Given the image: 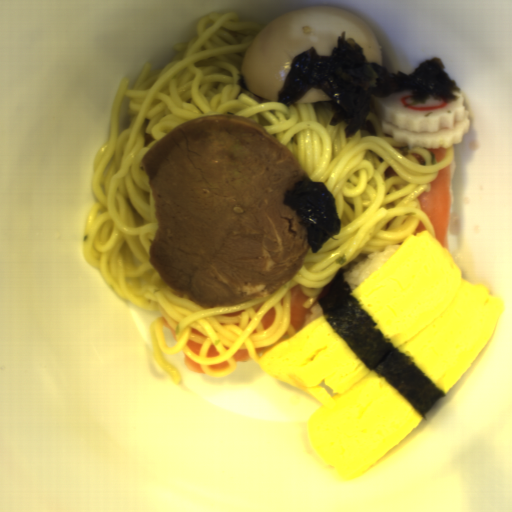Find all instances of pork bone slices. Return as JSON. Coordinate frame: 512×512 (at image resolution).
Here are the masks:
<instances>
[{"label": "pork bone slices", "instance_id": "obj_1", "mask_svg": "<svg viewBox=\"0 0 512 512\" xmlns=\"http://www.w3.org/2000/svg\"><path fill=\"white\" fill-rule=\"evenodd\" d=\"M141 165L157 222L149 260L179 296L204 309L242 304L302 268L309 241L283 196L305 174L258 123L233 113L190 117Z\"/></svg>", "mask_w": 512, "mask_h": 512}]
</instances>
